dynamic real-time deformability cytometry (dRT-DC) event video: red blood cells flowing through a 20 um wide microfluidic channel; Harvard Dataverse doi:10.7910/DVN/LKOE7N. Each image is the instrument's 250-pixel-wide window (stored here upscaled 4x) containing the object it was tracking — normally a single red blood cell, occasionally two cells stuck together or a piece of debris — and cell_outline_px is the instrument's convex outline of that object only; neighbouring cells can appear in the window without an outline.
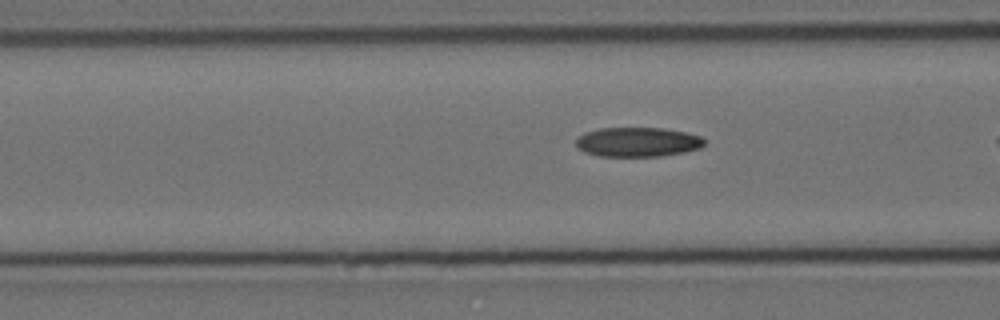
{"species": "Egyptian fruit bat (a non-hibernating species)", "species_latin": "Rousettus aegyptiacus", "temperature_condition": "cold", "stored_images_in_passage": 18, "camera_frame_rate_fps": 3000, "um_per_image_px": 0.085, "animal": {"sex": "female"}, "frame": {"image": 1, "passage_image": 16, "time_ms": 5.0, "image_size_px": [1000, 320], "cell_outline_px": [[704, 144], [700, 148], [684, 152], [660, 156], [600, 156], [584, 152], [576, 148], [576, 140], [584, 132], [600, 128], [664, 128], [684, 132], [700, 136], [704, 140]], "centroid_in_image_um": [54.17, 12.07], "position_along_channel_um": 112.4, "area_um2": 22.02}}